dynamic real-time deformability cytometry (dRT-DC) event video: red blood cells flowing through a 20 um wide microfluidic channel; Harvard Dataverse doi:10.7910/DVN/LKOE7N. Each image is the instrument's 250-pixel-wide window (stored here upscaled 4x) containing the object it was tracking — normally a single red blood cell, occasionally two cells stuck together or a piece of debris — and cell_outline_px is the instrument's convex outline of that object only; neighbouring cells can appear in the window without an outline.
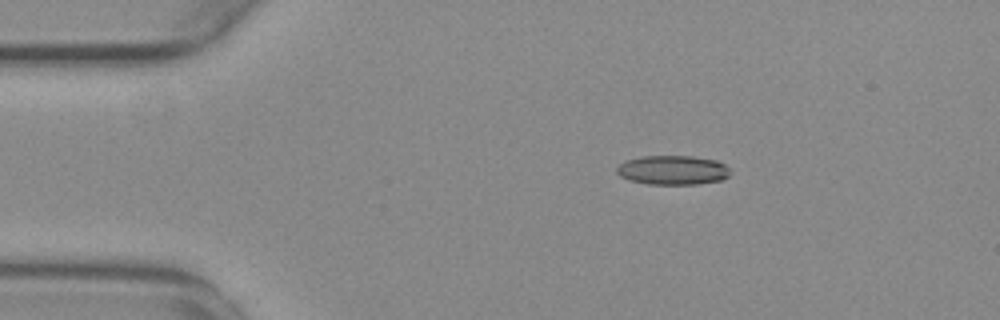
{"species": "common noctule bat (a hibernating species)", "species_latin": "Nyctalus noctula", "temperature_condition": "warm", "stored_images_in_passage": 47, "camera_frame_rate_fps": 3000, "um_per_image_px": 0.085, "animal": {"sex": "female", "body_mass_g": 29.2, "forearm_length_mm": 56.3}, "frame": {"image": 1, "passage_image": 2, "time_ms": 0.333, "image_size_px": [1000, 320], "cell_outline_px": [[732, 172], [728, 176], [720, 180], [696, 184], [648, 184], [628, 180], [620, 176], [616, 172], [616, 168], [620, 164], [628, 160], [644, 156], [692, 156], [716, 160], [724, 164]], "centroid_in_image_um": [57.18, 14.46], "position_along_channel_um": 27.8, "area_um2": 19.31}}
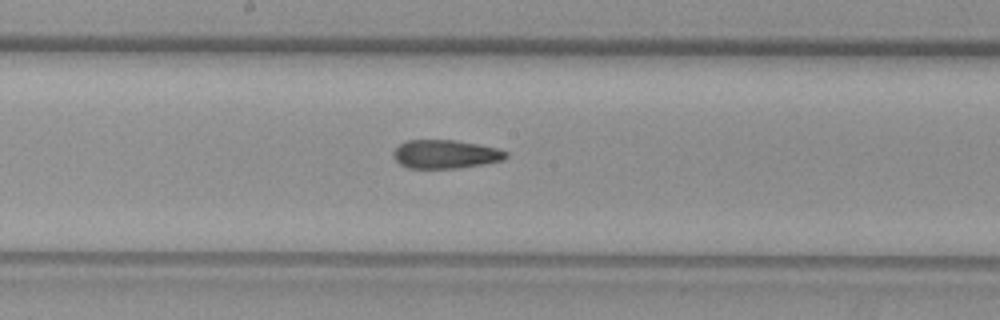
{"frame": {"image": 2, "passage_image": 21, "time_ms": 6.667, "image_size_px": [1000, 320], "cell_outline_px": [[508, 156], [504, 160], [484, 164], [460, 168], [408, 168], [400, 164], [392, 156], [392, 152], [400, 144], [408, 140], [456, 140], [496, 148], [508, 152]], "centroid_in_image_um": [37.86, 13.11], "position_along_channel_um": 210.3, "area_um2": 18.79}}
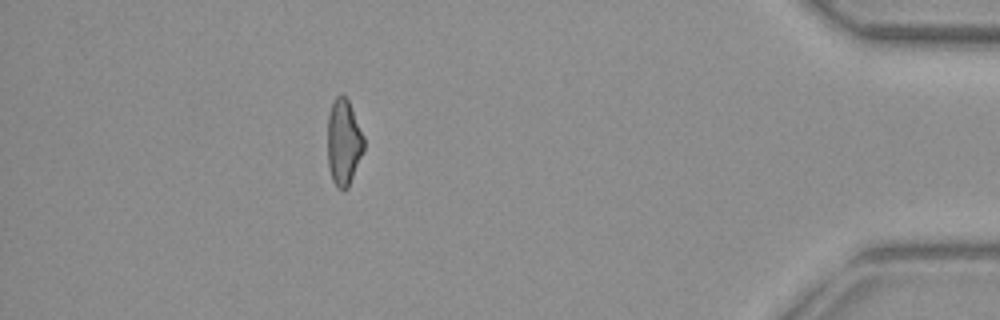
{"frame": {"image": 3, "passage_image": 41, "time_ms": 13.333, "image_size_px": [1000, 320], "cell_outline_px": [[364, 152], [348, 188], [344, 192], [336, 188], [332, 180], [328, 168], [328, 116], [332, 100], [336, 96], [344, 96], [348, 100], [364, 136]], "centroid_in_image_um": [29.21, 12.15], "position_along_channel_um": 406.0, "area_um2": 18.5}, "authors_computed_cell_mechanics": {"area_um2": 19.074, "velocity_mm_per_s": 3.7767, "shape_relaxation_time_tau1_ms": null, "shape_relaxation_time_tau2_ms": 3.8104, "deformation_change_tau1": null, "deformation_change_tau2": 0.1364}}